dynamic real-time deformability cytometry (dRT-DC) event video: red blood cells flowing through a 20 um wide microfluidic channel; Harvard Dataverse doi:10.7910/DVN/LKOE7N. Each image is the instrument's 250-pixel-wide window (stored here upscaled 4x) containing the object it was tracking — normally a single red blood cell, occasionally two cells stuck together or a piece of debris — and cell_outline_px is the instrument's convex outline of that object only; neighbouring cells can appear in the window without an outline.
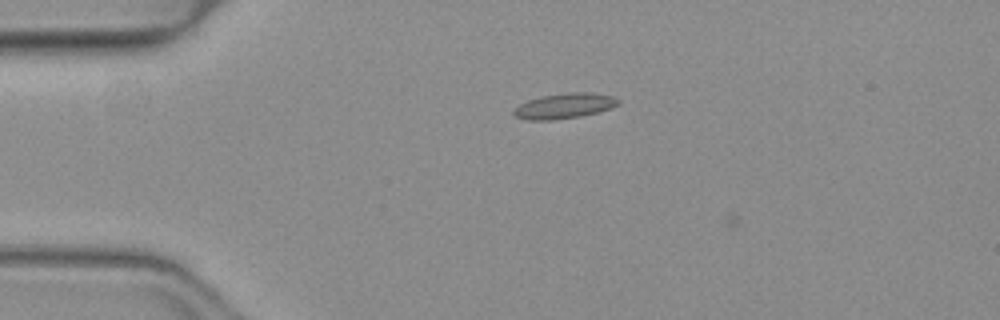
{"species": "common noctule bat (a hibernating species)", "species_latin": "Nyctalus noctula", "temperature_condition": "warm", "stored_images_in_passage": 13, "camera_frame_rate_fps": 3000, "um_per_image_px": 0.085, "animal": {"sex": "female", "body_mass_g": 19.3, "forearm_length_mm": 54.1}, "frame": {"image": 1, "passage_image": 12, "time_ms": 3.667, "image_size_px": [1000, 320], "cell_outline_px": [[620, 104], [612, 108], [580, 116], [552, 120], [528, 120], [516, 116], [512, 112], [512, 108], [528, 100], [540, 96], [568, 92], [588, 92], [612, 96], [620, 100]], "centroid_in_image_um": [47.96, 8.99], "position_along_channel_um": 37.0, "area_um2": 15.43}}